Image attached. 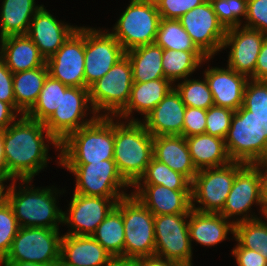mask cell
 Returning a JSON list of instances; mask_svg holds the SVG:
<instances>
[{"label":"cell","instance_id":"cell-1","mask_svg":"<svg viewBox=\"0 0 267 266\" xmlns=\"http://www.w3.org/2000/svg\"><path fill=\"white\" fill-rule=\"evenodd\" d=\"M46 131V132H44ZM45 133V137L43 135ZM60 149V143L41 123L22 115L3 130V150L6 165V180H21L29 184L48 161L49 145L45 139Z\"/></svg>","mask_w":267,"mask_h":266},{"label":"cell","instance_id":"cell-2","mask_svg":"<svg viewBox=\"0 0 267 266\" xmlns=\"http://www.w3.org/2000/svg\"><path fill=\"white\" fill-rule=\"evenodd\" d=\"M114 116H98L60 143L59 164H89L114 159Z\"/></svg>","mask_w":267,"mask_h":266},{"label":"cell","instance_id":"cell-3","mask_svg":"<svg viewBox=\"0 0 267 266\" xmlns=\"http://www.w3.org/2000/svg\"><path fill=\"white\" fill-rule=\"evenodd\" d=\"M152 158L153 136L141 121L132 118L128 124L114 122V161L130 186L144 174Z\"/></svg>","mask_w":267,"mask_h":266},{"label":"cell","instance_id":"cell-4","mask_svg":"<svg viewBox=\"0 0 267 266\" xmlns=\"http://www.w3.org/2000/svg\"><path fill=\"white\" fill-rule=\"evenodd\" d=\"M225 144L234 162L253 164L267 159V114H254L241 106L232 116Z\"/></svg>","mask_w":267,"mask_h":266},{"label":"cell","instance_id":"cell-5","mask_svg":"<svg viewBox=\"0 0 267 266\" xmlns=\"http://www.w3.org/2000/svg\"><path fill=\"white\" fill-rule=\"evenodd\" d=\"M15 180L8 186L7 201L11 205L20 227H43L59 229L63 223V211L56 204V195L49 188L38 189L27 186L16 192ZM30 188V189H29Z\"/></svg>","mask_w":267,"mask_h":266},{"label":"cell","instance_id":"cell-6","mask_svg":"<svg viewBox=\"0 0 267 266\" xmlns=\"http://www.w3.org/2000/svg\"><path fill=\"white\" fill-rule=\"evenodd\" d=\"M124 223V257L142 258L155 255L154 215L135 195L121 198L116 205Z\"/></svg>","mask_w":267,"mask_h":266},{"label":"cell","instance_id":"cell-7","mask_svg":"<svg viewBox=\"0 0 267 266\" xmlns=\"http://www.w3.org/2000/svg\"><path fill=\"white\" fill-rule=\"evenodd\" d=\"M160 20L154 0H131L111 34L128 51L155 43Z\"/></svg>","mask_w":267,"mask_h":266},{"label":"cell","instance_id":"cell-8","mask_svg":"<svg viewBox=\"0 0 267 266\" xmlns=\"http://www.w3.org/2000/svg\"><path fill=\"white\" fill-rule=\"evenodd\" d=\"M132 86V67L125 55L89 87L92 114L100 116L98 113L104 110L108 111L104 116H116L127 105Z\"/></svg>","mask_w":267,"mask_h":266},{"label":"cell","instance_id":"cell-9","mask_svg":"<svg viewBox=\"0 0 267 266\" xmlns=\"http://www.w3.org/2000/svg\"><path fill=\"white\" fill-rule=\"evenodd\" d=\"M244 165L245 163L232 161L222 167L198 170L191 184L192 210L201 213H220L236 173ZM193 202L202 206L195 207Z\"/></svg>","mask_w":267,"mask_h":266},{"label":"cell","instance_id":"cell-10","mask_svg":"<svg viewBox=\"0 0 267 266\" xmlns=\"http://www.w3.org/2000/svg\"><path fill=\"white\" fill-rule=\"evenodd\" d=\"M76 177L74 193L86 196L123 198L120 188L131 187L120 175L114 159L89 164H60Z\"/></svg>","mask_w":267,"mask_h":266},{"label":"cell","instance_id":"cell-11","mask_svg":"<svg viewBox=\"0 0 267 266\" xmlns=\"http://www.w3.org/2000/svg\"><path fill=\"white\" fill-rule=\"evenodd\" d=\"M59 229L20 227L9 252L2 261H25L41 264L60 262Z\"/></svg>","mask_w":267,"mask_h":266},{"label":"cell","instance_id":"cell-12","mask_svg":"<svg viewBox=\"0 0 267 266\" xmlns=\"http://www.w3.org/2000/svg\"><path fill=\"white\" fill-rule=\"evenodd\" d=\"M187 218L189 213L154 216L156 256L179 266H193Z\"/></svg>","mask_w":267,"mask_h":266},{"label":"cell","instance_id":"cell-13","mask_svg":"<svg viewBox=\"0 0 267 266\" xmlns=\"http://www.w3.org/2000/svg\"><path fill=\"white\" fill-rule=\"evenodd\" d=\"M88 103L91 105L89 88L68 87L65 91H61L60 105L44 126L61 143L69 134L91 123L99 116L93 114L89 121L84 119L87 115L85 112L88 110Z\"/></svg>","mask_w":267,"mask_h":266},{"label":"cell","instance_id":"cell-14","mask_svg":"<svg viewBox=\"0 0 267 266\" xmlns=\"http://www.w3.org/2000/svg\"><path fill=\"white\" fill-rule=\"evenodd\" d=\"M125 55L126 51L111 32L85 28V88L102 78Z\"/></svg>","mask_w":267,"mask_h":266},{"label":"cell","instance_id":"cell-15","mask_svg":"<svg viewBox=\"0 0 267 266\" xmlns=\"http://www.w3.org/2000/svg\"><path fill=\"white\" fill-rule=\"evenodd\" d=\"M178 21L207 58H212L222 49L226 29L219 22L209 0L182 15Z\"/></svg>","mask_w":267,"mask_h":266},{"label":"cell","instance_id":"cell-16","mask_svg":"<svg viewBox=\"0 0 267 266\" xmlns=\"http://www.w3.org/2000/svg\"><path fill=\"white\" fill-rule=\"evenodd\" d=\"M85 27L78 29L46 60L49 75L69 87L85 88Z\"/></svg>","mask_w":267,"mask_h":266},{"label":"cell","instance_id":"cell-17","mask_svg":"<svg viewBox=\"0 0 267 266\" xmlns=\"http://www.w3.org/2000/svg\"><path fill=\"white\" fill-rule=\"evenodd\" d=\"M254 203L260 205V210L265 216L267 208L261 197L259 170L253 164H245L236 173L232 188L220 214L227 219H231L235 215H243L242 219L233 220L234 224L256 219L252 214L250 217L249 214L247 215Z\"/></svg>","mask_w":267,"mask_h":266},{"label":"cell","instance_id":"cell-18","mask_svg":"<svg viewBox=\"0 0 267 266\" xmlns=\"http://www.w3.org/2000/svg\"><path fill=\"white\" fill-rule=\"evenodd\" d=\"M120 199L74 193L69 204V213L63 212V223L72 228L66 234L91 236Z\"/></svg>","mask_w":267,"mask_h":266},{"label":"cell","instance_id":"cell-19","mask_svg":"<svg viewBox=\"0 0 267 266\" xmlns=\"http://www.w3.org/2000/svg\"><path fill=\"white\" fill-rule=\"evenodd\" d=\"M266 37L267 35L259 30L244 25L242 28L238 26L227 29L222 44V49L231 46L227 66L253 80L257 58Z\"/></svg>","mask_w":267,"mask_h":266},{"label":"cell","instance_id":"cell-20","mask_svg":"<svg viewBox=\"0 0 267 266\" xmlns=\"http://www.w3.org/2000/svg\"><path fill=\"white\" fill-rule=\"evenodd\" d=\"M78 29L60 23L42 5L31 20L27 36L38 47L41 55L47 60Z\"/></svg>","mask_w":267,"mask_h":266},{"label":"cell","instance_id":"cell-21","mask_svg":"<svg viewBox=\"0 0 267 266\" xmlns=\"http://www.w3.org/2000/svg\"><path fill=\"white\" fill-rule=\"evenodd\" d=\"M132 194L154 216L188 214L192 210L191 190H171L163 185H133Z\"/></svg>","mask_w":267,"mask_h":266},{"label":"cell","instance_id":"cell-22","mask_svg":"<svg viewBox=\"0 0 267 266\" xmlns=\"http://www.w3.org/2000/svg\"><path fill=\"white\" fill-rule=\"evenodd\" d=\"M186 105L180 94L173 88L142 122L153 136L181 135Z\"/></svg>","mask_w":267,"mask_h":266},{"label":"cell","instance_id":"cell-23","mask_svg":"<svg viewBox=\"0 0 267 266\" xmlns=\"http://www.w3.org/2000/svg\"><path fill=\"white\" fill-rule=\"evenodd\" d=\"M112 258L92 236L62 235L60 262L65 266H109Z\"/></svg>","mask_w":267,"mask_h":266},{"label":"cell","instance_id":"cell-24","mask_svg":"<svg viewBox=\"0 0 267 266\" xmlns=\"http://www.w3.org/2000/svg\"><path fill=\"white\" fill-rule=\"evenodd\" d=\"M209 88L212 92L214 105L233 111L243 106L244 89L249 80L227 66L211 68L204 72Z\"/></svg>","mask_w":267,"mask_h":266},{"label":"cell","instance_id":"cell-25","mask_svg":"<svg viewBox=\"0 0 267 266\" xmlns=\"http://www.w3.org/2000/svg\"><path fill=\"white\" fill-rule=\"evenodd\" d=\"M0 42V56L12 73L32 70L46 64V59L27 35L6 36Z\"/></svg>","mask_w":267,"mask_h":266},{"label":"cell","instance_id":"cell-26","mask_svg":"<svg viewBox=\"0 0 267 266\" xmlns=\"http://www.w3.org/2000/svg\"><path fill=\"white\" fill-rule=\"evenodd\" d=\"M153 157L169 166L172 170L182 173L191 182L198 172L192 161L184 136L153 137Z\"/></svg>","mask_w":267,"mask_h":266},{"label":"cell","instance_id":"cell-27","mask_svg":"<svg viewBox=\"0 0 267 266\" xmlns=\"http://www.w3.org/2000/svg\"><path fill=\"white\" fill-rule=\"evenodd\" d=\"M188 229L190 242L196 241L200 245L214 246L234 234V223L220 213H201L195 210L189 212Z\"/></svg>","mask_w":267,"mask_h":266},{"label":"cell","instance_id":"cell-28","mask_svg":"<svg viewBox=\"0 0 267 266\" xmlns=\"http://www.w3.org/2000/svg\"><path fill=\"white\" fill-rule=\"evenodd\" d=\"M185 138L197 170L222 167L232 162L226 149L225 139L207 133Z\"/></svg>","mask_w":267,"mask_h":266},{"label":"cell","instance_id":"cell-29","mask_svg":"<svg viewBox=\"0 0 267 266\" xmlns=\"http://www.w3.org/2000/svg\"><path fill=\"white\" fill-rule=\"evenodd\" d=\"M173 88L166 78L133 83L127 105L115 117L128 119L135 110L145 118Z\"/></svg>","mask_w":267,"mask_h":266},{"label":"cell","instance_id":"cell-30","mask_svg":"<svg viewBox=\"0 0 267 266\" xmlns=\"http://www.w3.org/2000/svg\"><path fill=\"white\" fill-rule=\"evenodd\" d=\"M48 75L46 64L32 70L13 73L15 110L21 116L26 115L37 102Z\"/></svg>","mask_w":267,"mask_h":266},{"label":"cell","instance_id":"cell-31","mask_svg":"<svg viewBox=\"0 0 267 266\" xmlns=\"http://www.w3.org/2000/svg\"><path fill=\"white\" fill-rule=\"evenodd\" d=\"M35 0H3L0 14V38L11 35H27L30 23L42 7Z\"/></svg>","mask_w":267,"mask_h":266},{"label":"cell","instance_id":"cell-32","mask_svg":"<svg viewBox=\"0 0 267 266\" xmlns=\"http://www.w3.org/2000/svg\"><path fill=\"white\" fill-rule=\"evenodd\" d=\"M130 59L133 83L165 78L162 68L163 49L156 43L138 46L126 51Z\"/></svg>","mask_w":267,"mask_h":266},{"label":"cell","instance_id":"cell-33","mask_svg":"<svg viewBox=\"0 0 267 266\" xmlns=\"http://www.w3.org/2000/svg\"><path fill=\"white\" fill-rule=\"evenodd\" d=\"M207 58L201 51H176L163 49L162 68L164 76L171 83L176 80L186 79Z\"/></svg>","mask_w":267,"mask_h":266},{"label":"cell","instance_id":"cell-34","mask_svg":"<svg viewBox=\"0 0 267 266\" xmlns=\"http://www.w3.org/2000/svg\"><path fill=\"white\" fill-rule=\"evenodd\" d=\"M112 257H124V223L116 206L91 235Z\"/></svg>","mask_w":267,"mask_h":266},{"label":"cell","instance_id":"cell-35","mask_svg":"<svg viewBox=\"0 0 267 266\" xmlns=\"http://www.w3.org/2000/svg\"><path fill=\"white\" fill-rule=\"evenodd\" d=\"M191 184L185 175L172 170L153 157L144 174L134 185H163L171 190H191Z\"/></svg>","mask_w":267,"mask_h":266},{"label":"cell","instance_id":"cell-36","mask_svg":"<svg viewBox=\"0 0 267 266\" xmlns=\"http://www.w3.org/2000/svg\"><path fill=\"white\" fill-rule=\"evenodd\" d=\"M69 86L64 85L60 80L47 76L39 98L26 116L32 120L45 123L59 107L61 101V91H65Z\"/></svg>","mask_w":267,"mask_h":266},{"label":"cell","instance_id":"cell-37","mask_svg":"<svg viewBox=\"0 0 267 266\" xmlns=\"http://www.w3.org/2000/svg\"><path fill=\"white\" fill-rule=\"evenodd\" d=\"M155 43L162 49L200 51L178 19L161 18Z\"/></svg>","mask_w":267,"mask_h":266},{"label":"cell","instance_id":"cell-38","mask_svg":"<svg viewBox=\"0 0 267 266\" xmlns=\"http://www.w3.org/2000/svg\"><path fill=\"white\" fill-rule=\"evenodd\" d=\"M180 94L182 102L187 107H196L207 110L214 105L212 92L207 80L184 79L182 83L174 87Z\"/></svg>","mask_w":267,"mask_h":266},{"label":"cell","instance_id":"cell-39","mask_svg":"<svg viewBox=\"0 0 267 266\" xmlns=\"http://www.w3.org/2000/svg\"><path fill=\"white\" fill-rule=\"evenodd\" d=\"M233 236L241 247L264 254L265 222L262 219L257 217L235 224Z\"/></svg>","mask_w":267,"mask_h":266},{"label":"cell","instance_id":"cell-40","mask_svg":"<svg viewBox=\"0 0 267 266\" xmlns=\"http://www.w3.org/2000/svg\"><path fill=\"white\" fill-rule=\"evenodd\" d=\"M219 22L224 28L241 26L240 17L246 18L247 0H209Z\"/></svg>","mask_w":267,"mask_h":266},{"label":"cell","instance_id":"cell-41","mask_svg":"<svg viewBox=\"0 0 267 266\" xmlns=\"http://www.w3.org/2000/svg\"><path fill=\"white\" fill-rule=\"evenodd\" d=\"M19 228L14 211L7 201L0 207V262L9 252Z\"/></svg>","mask_w":267,"mask_h":266},{"label":"cell","instance_id":"cell-42","mask_svg":"<svg viewBox=\"0 0 267 266\" xmlns=\"http://www.w3.org/2000/svg\"><path fill=\"white\" fill-rule=\"evenodd\" d=\"M247 81L243 107L254 114H267V81Z\"/></svg>","mask_w":267,"mask_h":266},{"label":"cell","instance_id":"cell-43","mask_svg":"<svg viewBox=\"0 0 267 266\" xmlns=\"http://www.w3.org/2000/svg\"><path fill=\"white\" fill-rule=\"evenodd\" d=\"M235 111L213 105L206 110L205 133L225 139Z\"/></svg>","mask_w":267,"mask_h":266},{"label":"cell","instance_id":"cell-44","mask_svg":"<svg viewBox=\"0 0 267 266\" xmlns=\"http://www.w3.org/2000/svg\"><path fill=\"white\" fill-rule=\"evenodd\" d=\"M207 0H154L161 18L179 19L193 8Z\"/></svg>","mask_w":267,"mask_h":266},{"label":"cell","instance_id":"cell-45","mask_svg":"<svg viewBox=\"0 0 267 266\" xmlns=\"http://www.w3.org/2000/svg\"><path fill=\"white\" fill-rule=\"evenodd\" d=\"M244 27L259 30L267 35V0H247Z\"/></svg>","mask_w":267,"mask_h":266},{"label":"cell","instance_id":"cell-46","mask_svg":"<svg viewBox=\"0 0 267 266\" xmlns=\"http://www.w3.org/2000/svg\"><path fill=\"white\" fill-rule=\"evenodd\" d=\"M206 110L196 107H187L184 115L183 136L190 137L205 133Z\"/></svg>","mask_w":267,"mask_h":266},{"label":"cell","instance_id":"cell-47","mask_svg":"<svg viewBox=\"0 0 267 266\" xmlns=\"http://www.w3.org/2000/svg\"><path fill=\"white\" fill-rule=\"evenodd\" d=\"M0 101L10 104L15 109L13 92V73L7 68L0 56Z\"/></svg>","mask_w":267,"mask_h":266},{"label":"cell","instance_id":"cell-48","mask_svg":"<svg viewBox=\"0 0 267 266\" xmlns=\"http://www.w3.org/2000/svg\"><path fill=\"white\" fill-rule=\"evenodd\" d=\"M238 266H267V260L259 251L241 247L239 244L232 250Z\"/></svg>","mask_w":267,"mask_h":266},{"label":"cell","instance_id":"cell-49","mask_svg":"<svg viewBox=\"0 0 267 266\" xmlns=\"http://www.w3.org/2000/svg\"><path fill=\"white\" fill-rule=\"evenodd\" d=\"M253 80L267 81V37L265 38L257 58Z\"/></svg>","mask_w":267,"mask_h":266},{"label":"cell","instance_id":"cell-50","mask_svg":"<svg viewBox=\"0 0 267 266\" xmlns=\"http://www.w3.org/2000/svg\"><path fill=\"white\" fill-rule=\"evenodd\" d=\"M19 114L10 104L0 101V129L5 130L16 121Z\"/></svg>","mask_w":267,"mask_h":266},{"label":"cell","instance_id":"cell-51","mask_svg":"<svg viewBox=\"0 0 267 266\" xmlns=\"http://www.w3.org/2000/svg\"><path fill=\"white\" fill-rule=\"evenodd\" d=\"M253 165L259 170L261 197L265 207L267 208V159L253 163ZM266 167V168H265ZM265 168V172L260 170Z\"/></svg>","mask_w":267,"mask_h":266},{"label":"cell","instance_id":"cell-52","mask_svg":"<svg viewBox=\"0 0 267 266\" xmlns=\"http://www.w3.org/2000/svg\"><path fill=\"white\" fill-rule=\"evenodd\" d=\"M141 266H179L177 263L153 255L141 258Z\"/></svg>","mask_w":267,"mask_h":266},{"label":"cell","instance_id":"cell-53","mask_svg":"<svg viewBox=\"0 0 267 266\" xmlns=\"http://www.w3.org/2000/svg\"><path fill=\"white\" fill-rule=\"evenodd\" d=\"M109 266H141V258L113 257Z\"/></svg>","mask_w":267,"mask_h":266},{"label":"cell","instance_id":"cell-54","mask_svg":"<svg viewBox=\"0 0 267 266\" xmlns=\"http://www.w3.org/2000/svg\"><path fill=\"white\" fill-rule=\"evenodd\" d=\"M0 178L6 179V165L3 150V130L0 129Z\"/></svg>","mask_w":267,"mask_h":266},{"label":"cell","instance_id":"cell-55","mask_svg":"<svg viewBox=\"0 0 267 266\" xmlns=\"http://www.w3.org/2000/svg\"><path fill=\"white\" fill-rule=\"evenodd\" d=\"M0 264L3 266H57V264H41L25 261H1Z\"/></svg>","mask_w":267,"mask_h":266},{"label":"cell","instance_id":"cell-56","mask_svg":"<svg viewBox=\"0 0 267 266\" xmlns=\"http://www.w3.org/2000/svg\"><path fill=\"white\" fill-rule=\"evenodd\" d=\"M7 181L6 179L0 178V207L7 202V193H8V187L7 190L4 189L3 182Z\"/></svg>","mask_w":267,"mask_h":266},{"label":"cell","instance_id":"cell-57","mask_svg":"<svg viewBox=\"0 0 267 266\" xmlns=\"http://www.w3.org/2000/svg\"><path fill=\"white\" fill-rule=\"evenodd\" d=\"M267 219V214L265 215ZM262 256L267 260V222H265V243H264V254Z\"/></svg>","mask_w":267,"mask_h":266},{"label":"cell","instance_id":"cell-58","mask_svg":"<svg viewBox=\"0 0 267 266\" xmlns=\"http://www.w3.org/2000/svg\"><path fill=\"white\" fill-rule=\"evenodd\" d=\"M57 266H65V265H63L61 262H59V263L57 264Z\"/></svg>","mask_w":267,"mask_h":266}]
</instances>
